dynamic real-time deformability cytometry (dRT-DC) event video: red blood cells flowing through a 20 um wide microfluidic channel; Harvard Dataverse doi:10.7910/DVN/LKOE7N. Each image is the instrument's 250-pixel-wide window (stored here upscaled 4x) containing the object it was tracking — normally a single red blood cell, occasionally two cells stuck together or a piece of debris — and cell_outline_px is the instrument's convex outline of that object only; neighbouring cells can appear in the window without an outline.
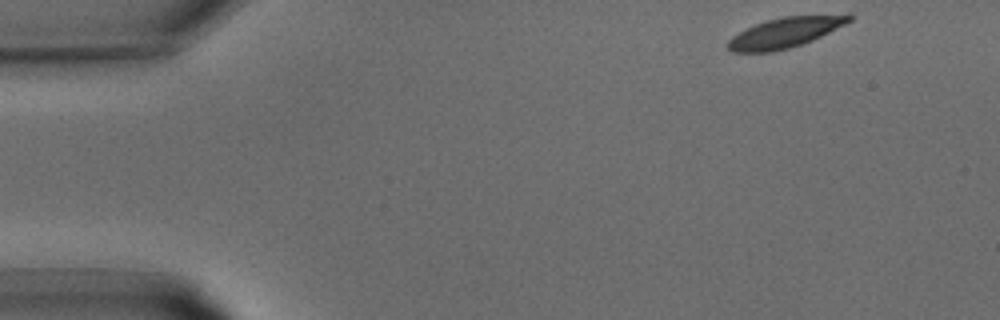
{"species": "common noctule bat (a hibernating species)", "species_latin": "Nyctalus noctula", "temperature_condition": "warm", "stored_images_in_passage": 30, "camera_frame_rate_fps": 3000, "um_per_image_px": 0.085, "animal": {"sex": "male", "body_mass_g": 15.6}, "frame": {"image": 1, "passage_image": 1, "time_ms": 0.0, "image_size_px": [1000, 320], "cell_outline_px": [[852, 20], [800, 44], [784, 48], [764, 52], [740, 52], [728, 48], [728, 44], [736, 36], [748, 28], [772, 20], [788, 16], [852, 16]], "centroid_in_image_um": [66.7, 2.78], "position_along_channel_um": 18.3, "area_um2": 19.19}}
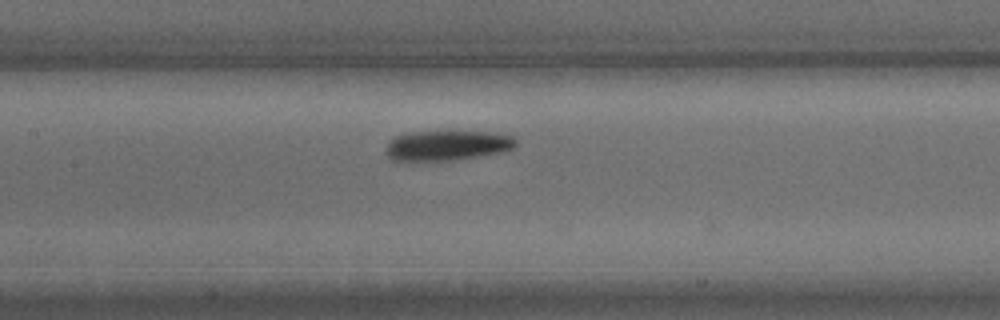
{"frame": {"image": 2, "passage_image": 13, "time_ms": 4.0, "image_size_px": [1000, 320], "cell_outline_px": [[512, 144], [508, 148], [488, 152], [464, 156], [392, 156], [388, 152], [388, 148], [396, 140], [404, 136], [436, 132], [464, 132], [500, 136], [512, 140]], "centroid_in_image_um": [38.05, 12.28], "position_along_channel_um": 169.4, "area_um2": 17.4}}
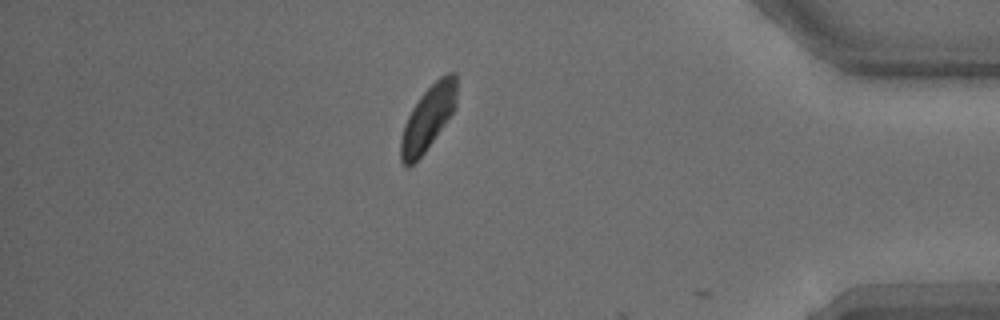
{"frame": {"image": 3, "passage_image": 26, "time_ms": 8.333, "image_size_px": [1000, 320], "cell_outline_px": [[456, 84], [452, 112], [424, 152], [412, 164], [404, 164], [400, 156], [400, 144], [404, 128], [416, 104], [424, 92], [436, 80], [452, 72], [456, 76]], "centroid_in_image_um": [36.36, 10.04], "position_along_channel_um": 398.8, "area_um2": 19.31}}